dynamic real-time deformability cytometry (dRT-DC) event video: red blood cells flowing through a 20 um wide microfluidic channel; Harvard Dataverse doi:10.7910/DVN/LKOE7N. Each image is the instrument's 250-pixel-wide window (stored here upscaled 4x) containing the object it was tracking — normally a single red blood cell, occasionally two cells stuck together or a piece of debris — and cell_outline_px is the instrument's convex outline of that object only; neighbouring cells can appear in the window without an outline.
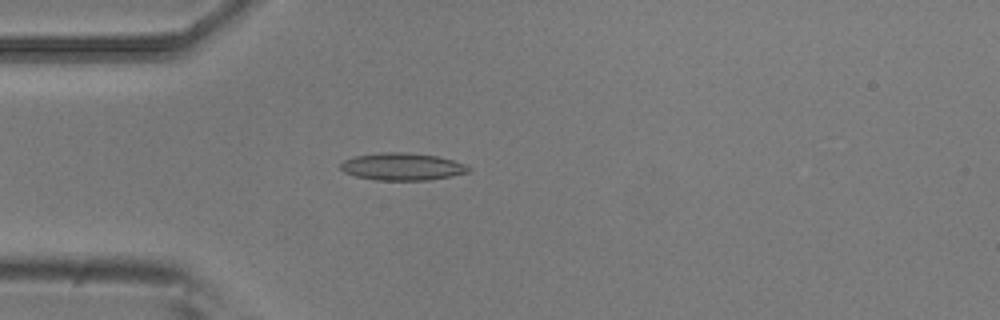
{"species": "common noctule bat (a hibernating species)", "species_latin": "Nyctalus noctula", "temperature_condition": "room temperature", "stored_images_in_passage": 3, "camera_frame_rate_fps": 3000, "um_per_image_px": 0.085, "animal": {"sex": "male", "body_mass_g": 20.5, "forearm_length_mm": 52.5}, "frame": {"image": 1, "passage_image": 3, "time_ms": 0.667, "image_size_px": [1000, 320], "cell_outline_px": [[472, 168], [468, 172], [452, 176], [428, 180], [376, 180], [356, 176], [344, 172], [340, 168], [340, 164], [344, 160], [356, 156], [380, 152], [404, 152], [436, 156], [452, 160], [464, 164]], "centroid_in_image_um": [34.18, 14.16], "position_along_channel_um": 50.8, "area_um2": 20.29}}